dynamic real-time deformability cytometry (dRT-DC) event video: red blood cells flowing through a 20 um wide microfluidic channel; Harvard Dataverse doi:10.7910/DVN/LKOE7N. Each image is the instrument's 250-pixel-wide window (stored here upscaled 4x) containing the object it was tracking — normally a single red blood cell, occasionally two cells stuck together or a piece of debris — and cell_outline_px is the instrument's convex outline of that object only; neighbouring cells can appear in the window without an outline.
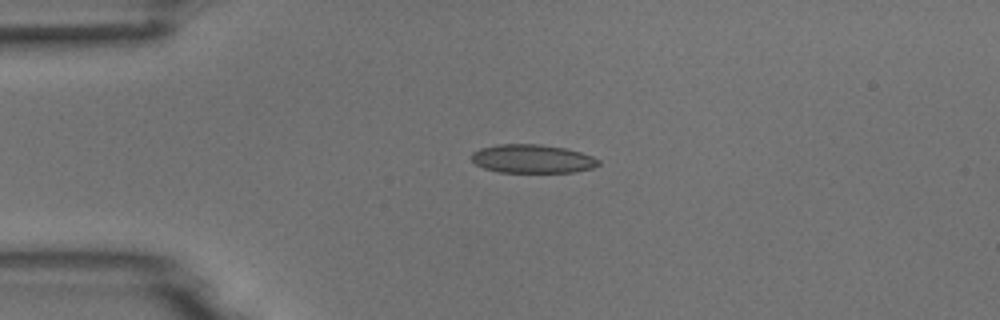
{"species": "common noctule bat (a hibernating species)", "species_latin": "Nyctalus noctula", "temperature_condition": "room temperature", "stored_images_in_passage": 4, "camera_frame_rate_fps": 3000, "um_per_image_px": 0.085, "animal": {"sex": "male", "body_mass_g": 18.8}, "frame": {"image": 1, "passage_image": 3, "time_ms": 3.333, "image_size_px": [1000, 320], "cell_outline_px": [[600, 164], [592, 168], [572, 172], [500, 172], [484, 168], [476, 164], [472, 160], [472, 152], [480, 148], [496, 144], [536, 144], [564, 148], [580, 152], [592, 156], [600, 160]], "centroid_in_image_um": [45.24, 13.49], "position_along_channel_um": 39.8, "area_um2": 21.04}}